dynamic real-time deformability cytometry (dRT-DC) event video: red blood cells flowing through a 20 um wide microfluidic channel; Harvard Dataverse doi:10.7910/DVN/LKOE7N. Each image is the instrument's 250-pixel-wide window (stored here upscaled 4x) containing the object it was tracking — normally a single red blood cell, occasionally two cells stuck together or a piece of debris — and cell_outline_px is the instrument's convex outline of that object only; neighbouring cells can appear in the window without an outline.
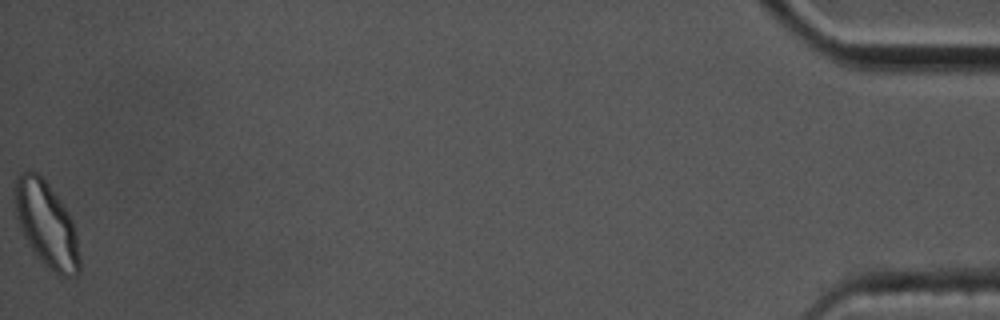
{"species": "common noctule bat (a hibernating species)", "species_latin": "Nyctalus noctula", "temperature_condition": "cold", "stored_images_in_passage": 44, "camera_frame_rate_fps": 3000, "um_per_image_px": 0.085, "animal": {"sex": "male", "body_mass_g": 17.5, "forearm_length_mm": 52.3}, "frame": {"image": 1, "passage_image": 44, "time_ms": 14.333, "image_size_px": [1000, 320], "cell_outline_px": [[80, 272], [76, 276], [60, 276], [48, 268], [44, 264], [28, 244], [20, 228], [16, 216], [12, 192], [16, 176], [20, 172], [28, 168], [36, 172], [48, 184], [60, 200], [68, 212], [72, 220], [76, 236], [80, 256]], "centroid_in_image_um": [3.91, 19.04], "position_along_channel_um": 431.3, "area_um2": 32.48}, "authors_computed_cell_mechanics": {"area_um2": 20.3745, "velocity_mm_per_s": 3.461, "shape_relaxation_time_tau1_ms": 2.4141, "shape_relaxation_time_tau2_ms": 2.2242, "deformation_change_tau1": 0.122, "deformation_change_tau2": 0.0803}}